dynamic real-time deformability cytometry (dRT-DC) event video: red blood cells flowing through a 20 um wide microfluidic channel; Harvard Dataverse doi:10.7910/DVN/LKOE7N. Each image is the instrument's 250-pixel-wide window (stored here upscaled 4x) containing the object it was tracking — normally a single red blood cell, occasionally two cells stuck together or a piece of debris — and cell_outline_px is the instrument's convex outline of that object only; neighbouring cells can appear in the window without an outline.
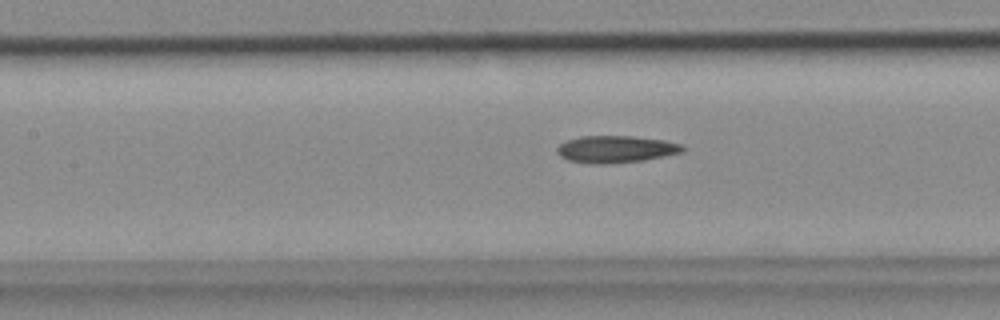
{"species": "common noctule bat (a hibernating species)", "species_latin": "Nyctalus noctula", "temperature_condition": "cold", "stored_images_in_passage": 36, "camera_frame_rate_fps": 3000, "um_per_image_px": 0.085, "animal": {"sex": "female", "body_mass_g": 18.4}, "frame": {"image": 1, "passage_image": 17, "time_ms": 5.333, "image_size_px": [1000, 320], "cell_outline_px": [[688, 148], [684, 152], [644, 160], [608, 164], [592, 164], [568, 160], [560, 156], [556, 152], [556, 148], [560, 144], [568, 140], [580, 136], [632, 136], [664, 140], [684, 144]], "centroid_in_image_um": [52.39, 12.68], "position_along_channel_um": 155.0, "area_um2": 20.06}}
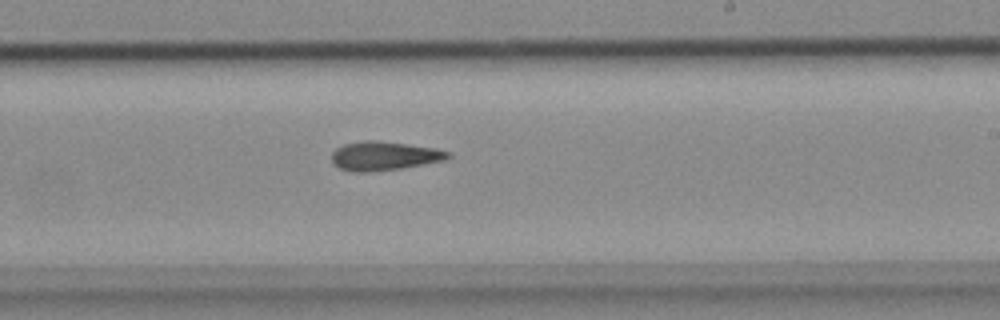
{"frame": {"image": 2, "passage_image": 25, "time_ms": 8.0, "image_size_px": [1000, 320], "cell_outline_px": [[452, 156], [444, 160], [400, 168], [368, 172], [352, 172], [340, 168], [332, 164], [332, 152], [336, 148], [344, 144], [364, 140], [376, 140], [436, 148], [448, 152]], "centroid_in_image_um": [32.61, 13.25], "position_along_channel_um": 256.4, "area_um2": 19.48}}
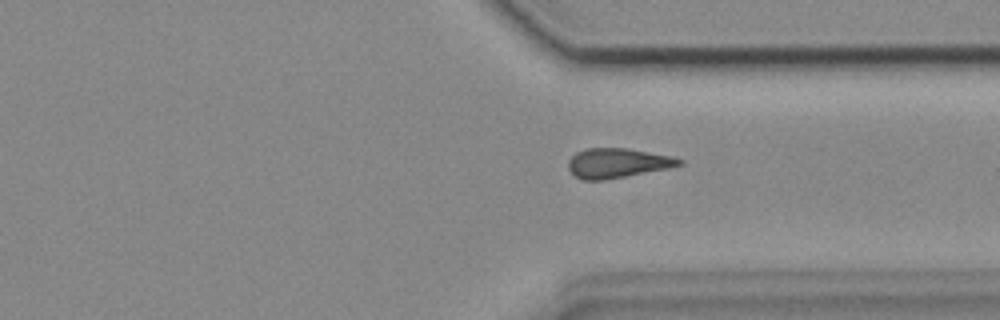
{"frame": {"image": 3, "passage_image": 33, "time_ms": 10.667, "image_size_px": [1000, 320], "cell_outline_px": [[684, 164], [668, 168], [604, 180], [584, 180], [576, 176], [568, 168], [568, 160], [576, 152], [588, 148], [628, 148], [672, 156], [684, 160]], "centroid_in_image_um": [52.5, 13.85], "position_along_channel_um": 358.9, "area_um2": 19.07}}